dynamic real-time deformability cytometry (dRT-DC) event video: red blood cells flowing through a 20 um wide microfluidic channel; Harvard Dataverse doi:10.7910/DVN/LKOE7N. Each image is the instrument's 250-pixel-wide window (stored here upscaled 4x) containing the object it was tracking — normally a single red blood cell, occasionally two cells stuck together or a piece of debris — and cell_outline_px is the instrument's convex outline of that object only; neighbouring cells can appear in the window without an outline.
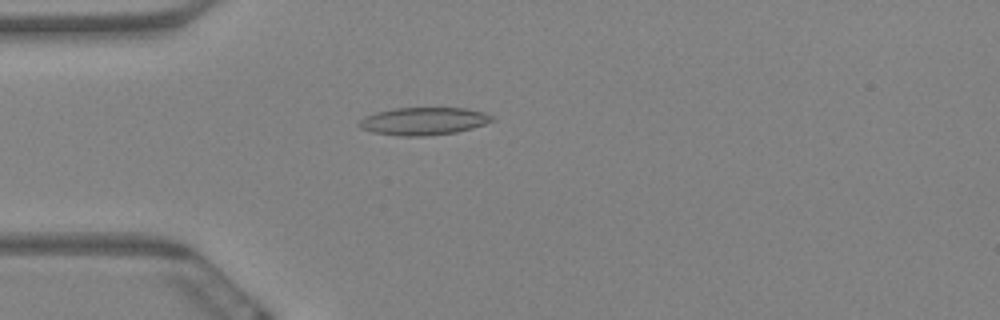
{"species": "Egyptian fruit bat (a non-hibernating species)", "species_latin": "Rousettus aegyptiacus", "temperature_condition": "warm", "stored_images_in_passage": 9, "camera_frame_rate_fps": 3000, "um_per_image_px": 0.085, "animal": {"sex": "female"}, "frame": {"image": 1, "passage_image": 1, "time_ms": 0.0, "image_size_px": [1000, 320], "cell_outline_px": [[496, 120], [472, 128], [456, 132], [424, 136], [400, 136], [372, 132], [360, 128], [356, 124], [364, 116], [376, 112], [396, 108], [464, 108], [484, 112], [496, 116]], "centroid_in_image_um": [36.01, 10.3], "position_along_channel_um": 49.0, "area_um2": 21.56}}
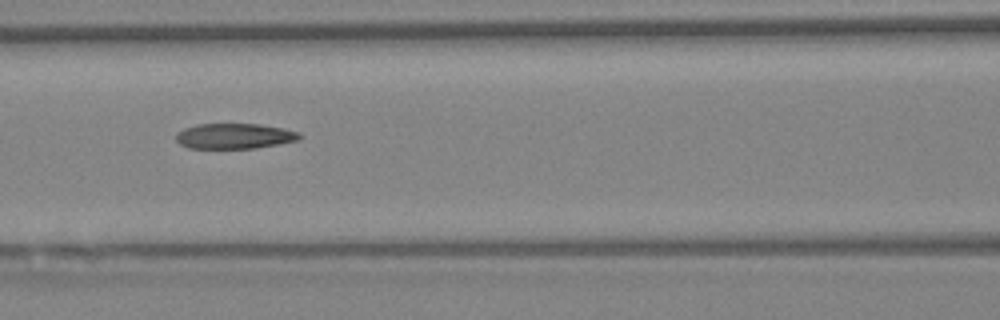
{"frame": {"image": 2, "passage_image": 4, "time_ms": 1.0, "image_size_px": [1000, 320], "cell_outline_px": [[304, 136], [300, 140], [256, 148], [188, 148], [180, 144], [176, 140], [176, 132], [184, 128], [196, 124], [260, 124], [284, 128], [300, 132]], "centroid_in_image_um": [19.96, 11.56], "position_along_channel_um": 146.6, "area_um2": 18.5}}
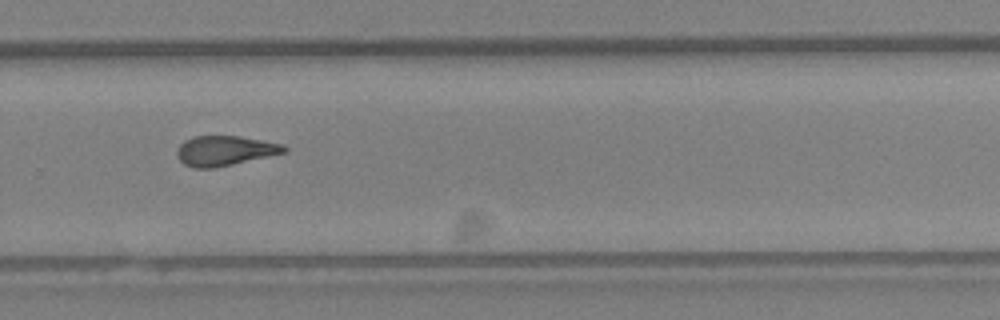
{"frame": {"image": 3, "passage_image": 8, "time_ms": 2.333, "image_size_px": [1000, 320], "cell_outline_px": [[288, 152], [232, 164], [212, 168], [192, 168], [184, 164], [176, 156], [176, 152], [180, 144], [184, 140], [196, 136], [236, 136], [284, 144], [288, 148]], "centroid_in_image_um": [19.1, 12.81], "position_along_channel_um": 310.7, "area_um2": 18.61}}